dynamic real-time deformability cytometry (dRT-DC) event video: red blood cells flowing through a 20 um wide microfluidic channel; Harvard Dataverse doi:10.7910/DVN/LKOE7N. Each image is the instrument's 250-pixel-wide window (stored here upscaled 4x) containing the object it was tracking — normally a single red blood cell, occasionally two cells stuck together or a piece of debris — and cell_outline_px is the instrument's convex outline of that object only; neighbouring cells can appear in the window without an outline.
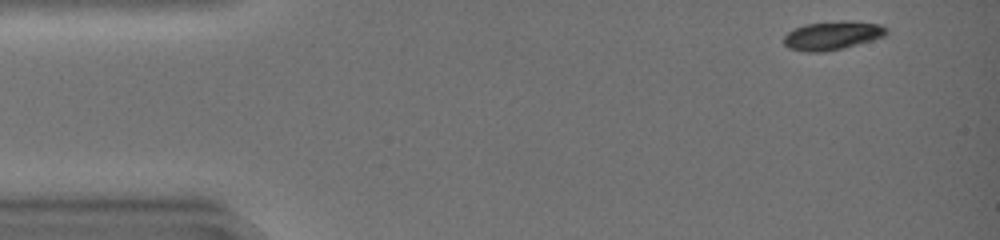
{"species": "common noctule bat (a hibernating species)", "species_latin": "Nyctalus noctula", "temperature_condition": "warm", "stored_images_in_passage": 18, "segment_of_instrument_passage": [1, 2], "camera_frame_rate_fps": 3000, "um_per_image_px": 0.085, "animal": {"sex": "female", "body_mass_g": 19.0, "forearm_length_mm": 51.5}, "frame": {"image": 1, "passage_image": 1, "time_ms": 0.0, "image_size_px": [1000, 240], "cell_outline_px": [[888, 32], [884, 36], [872, 40], [844, 48], [824, 52], [808, 52], [788, 48], [784, 44], [784, 36], [792, 28], [804, 24], [840, 20], [844, 20], [880, 24], [888, 28]], "centroid_in_image_um": [70.74, 3.01], "position_along_channel_um": 14.3, "area_um2": 17.34}}
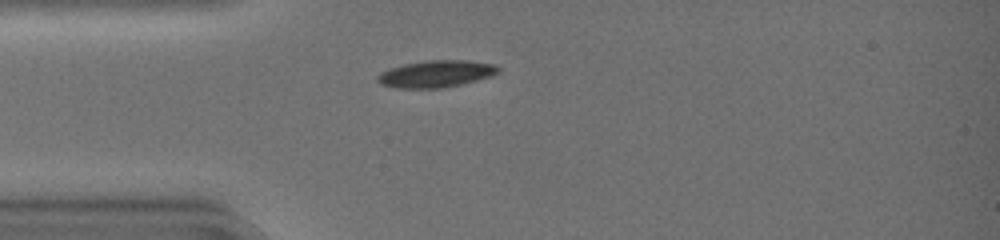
{"frame": {"image": 2, "passage_image": 10, "time_ms": 3.0, "image_size_px": [1000, 240], "cell_outline_px": [[500, 72], [492, 76], [460, 84], [440, 88], [396, 88], [380, 84], [376, 80], [376, 76], [380, 72], [388, 68], [404, 64], [428, 60], [468, 60], [496, 64], [500, 68]], "centroid_in_image_um": [37.05, 6.27], "position_along_channel_um": 47.9, "area_um2": 19.13}}